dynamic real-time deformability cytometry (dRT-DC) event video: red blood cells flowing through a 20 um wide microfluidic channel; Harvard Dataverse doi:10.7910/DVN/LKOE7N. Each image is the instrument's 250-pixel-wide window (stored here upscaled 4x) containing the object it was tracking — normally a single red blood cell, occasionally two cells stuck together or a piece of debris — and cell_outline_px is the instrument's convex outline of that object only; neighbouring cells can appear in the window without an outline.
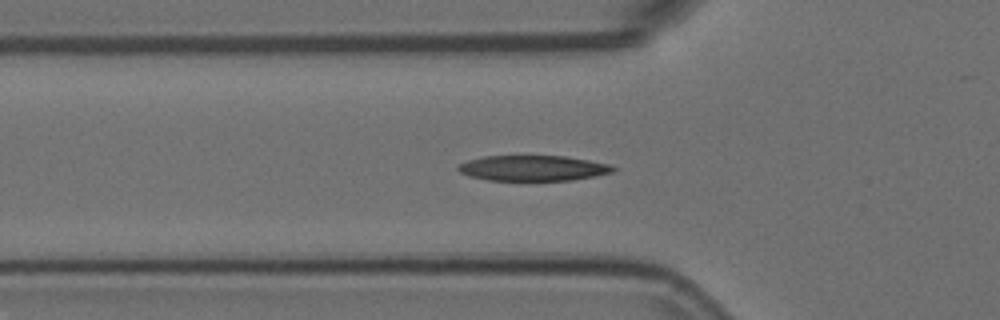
{"species": "Egyptian fruit bat (a non-hibernating species)", "species_latin": "Rousettus aegyptiacus", "temperature_condition": "room temperature", "stored_images_in_passage": 5, "camera_frame_rate_fps": 3000, "um_per_image_px": 0.085, "animal": {"sex": "female"}, "frame": {"image": 1, "passage_image": 3, "time_ms": 0.667, "image_size_px": [1000, 320], "cell_outline_px": [[620, 168], [612, 172], [596, 176], [572, 180], [488, 180], [468, 176], [460, 172], [456, 168], [460, 164], [468, 160], [484, 156], [564, 156], [612, 164]], "centroid_in_image_um": [45.35, 14.29], "position_along_channel_um": 80.5, "area_um2": 23.06}}